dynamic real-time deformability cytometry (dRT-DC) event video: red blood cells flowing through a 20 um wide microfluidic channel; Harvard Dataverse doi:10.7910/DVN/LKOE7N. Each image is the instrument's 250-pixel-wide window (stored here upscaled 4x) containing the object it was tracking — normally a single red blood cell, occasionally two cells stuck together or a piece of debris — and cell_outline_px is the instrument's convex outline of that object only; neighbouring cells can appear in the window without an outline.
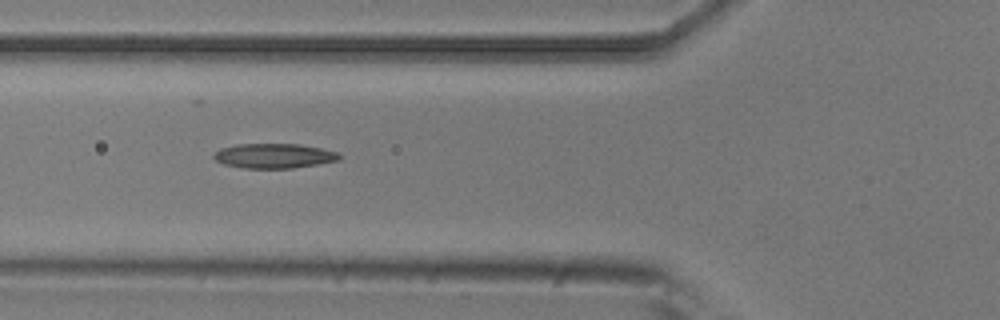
{"species": "common noctule bat (a hibernating species)", "species_latin": "Nyctalus noctula", "temperature_condition": "room temperature", "stored_images_in_passage": 9, "camera_frame_rate_fps": 3000, "um_per_image_px": 0.085, "animal": {"sex": "male", "body_mass_g": 20.5, "forearm_length_mm": 52.5}, "frame": {"image": 1, "passage_image": 6, "time_ms": 1.667, "image_size_px": [1000, 320], "cell_outline_px": [[340, 160], [292, 168], [244, 168], [224, 164], [216, 160], [212, 156], [220, 148], [236, 144], [300, 144], [340, 152]], "centroid_in_image_um": [23.3, 13.24], "position_along_channel_um": 102.5, "area_um2": 18.03}}
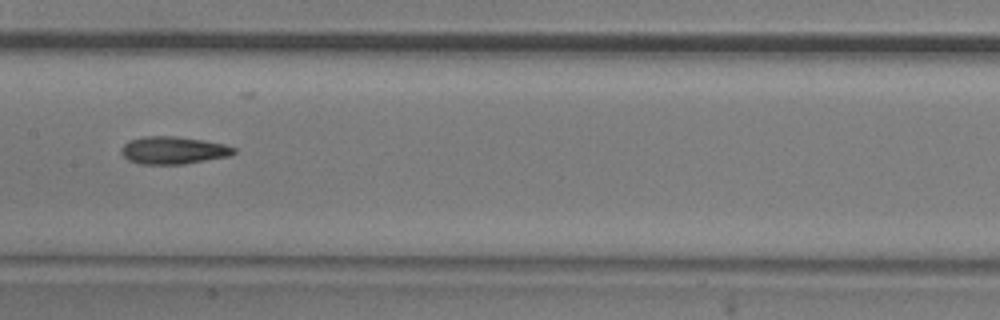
{"frame": {"image": 2, "passage_image": 8, "time_ms": 2.333, "image_size_px": [1000, 320], "cell_outline_px": [[236, 152], [228, 156], [184, 164], [140, 164], [128, 160], [120, 152], [120, 148], [128, 140], [144, 136], [176, 136], [204, 140], [224, 144], [236, 148]], "centroid_in_image_um": [14.7, 12.77], "position_along_channel_um": 192.7, "area_um2": 18.15}}
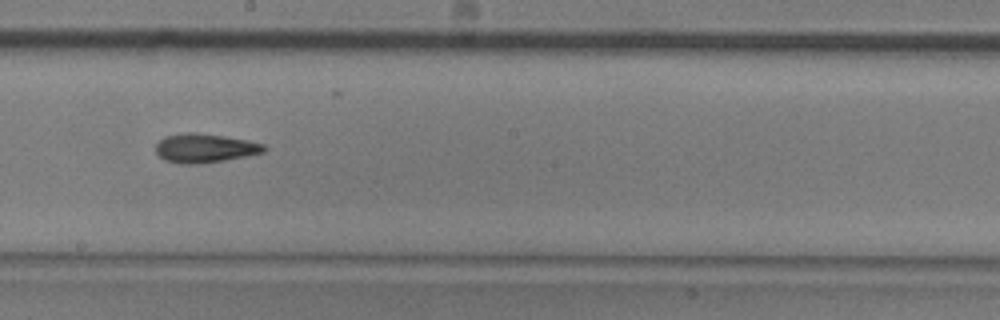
{"frame": {"image": 3, "passage_image": 9, "time_ms": 2.667, "image_size_px": [1000, 320], "cell_outline_px": [[268, 148], [264, 152], [224, 160], [196, 164], [180, 164], [164, 160], [156, 152], [156, 144], [164, 136], [188, 132], [196, 132], [224, 136], [248, 140], [264, 144]], "centroid_in_image_um": [17.4, 12.58], "position_along_channel_um": 230.8, "area_um2": 18.26}}